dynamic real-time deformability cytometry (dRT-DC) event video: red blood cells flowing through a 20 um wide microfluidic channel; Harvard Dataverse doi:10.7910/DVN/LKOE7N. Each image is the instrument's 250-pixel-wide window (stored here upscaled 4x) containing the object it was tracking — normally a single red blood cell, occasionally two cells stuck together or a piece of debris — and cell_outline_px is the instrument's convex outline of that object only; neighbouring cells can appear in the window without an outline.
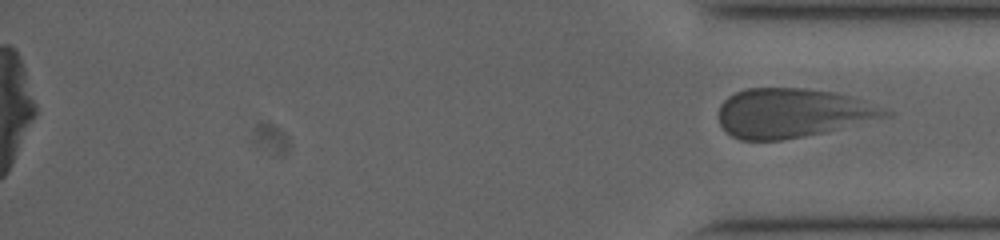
{"species": "human", "species_latin": "Homo sapiens", "temperature_condition": "cold", "stored_images_in_passage": 56, "segment_of_instrument_passage": [2, 2], "camera_frame_rate_fps": 3000, "um_per_image_px": 0.085, "donor": {"sex": "male"}, "frame": {"image": 1, "passage_image": 56, "time_ms": 18.333, "image_size_px": [1000, 240], "cell_outline_px": [[892, 116], [824, 132], [804, 136], [780, 140], [740, 140], [732, 136], [720, 124], [720, 104], [728, 96], [744, 88], [808, 88], [836, 92], [848, 96], [892, 112]], "centroid_in_image_um": [67.33, 9.6], "position_along_channel_um": 367.9, "area_um2": 47.4}}